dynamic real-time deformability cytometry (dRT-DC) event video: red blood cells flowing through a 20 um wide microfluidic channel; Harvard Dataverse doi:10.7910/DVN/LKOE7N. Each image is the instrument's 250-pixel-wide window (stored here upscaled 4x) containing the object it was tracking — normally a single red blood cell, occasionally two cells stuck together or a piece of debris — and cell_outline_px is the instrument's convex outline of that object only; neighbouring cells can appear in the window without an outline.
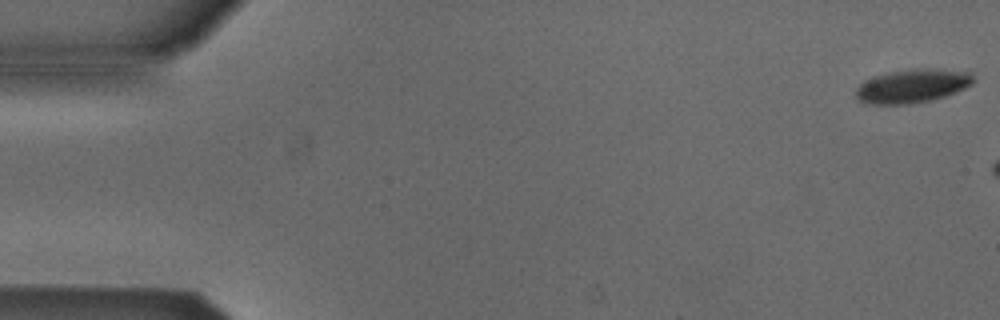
{"species": "Egyptian fruit bat (a non-hibernating species)", "species_latin": "Rousettus aegyptiacus", "temperature_condition": "cold", "stored_images_in_passage": 7, "camera_frame_rate_fps": 3000, "um_per_image_px": 0.085, "animal": {"sex": "male"}, "frame": {"image": 1, "passage_image": 1, "time_ms": 0.0, "image_size_px": [1000, 320], "cell_outline_px": [[976, 80], [972, 84], [956, 92], [932, 100], [908, 104], [872, 104], [860, 100], [856, 96], [856, 88], [864, 80], [872, 76], [888, 72], [912, 68], [928, 68], [972, 72]], "centroid_in_image_um": [77.57, 7.29], "position_along_channel_um": 7.4, "area_um2": 23.24}}